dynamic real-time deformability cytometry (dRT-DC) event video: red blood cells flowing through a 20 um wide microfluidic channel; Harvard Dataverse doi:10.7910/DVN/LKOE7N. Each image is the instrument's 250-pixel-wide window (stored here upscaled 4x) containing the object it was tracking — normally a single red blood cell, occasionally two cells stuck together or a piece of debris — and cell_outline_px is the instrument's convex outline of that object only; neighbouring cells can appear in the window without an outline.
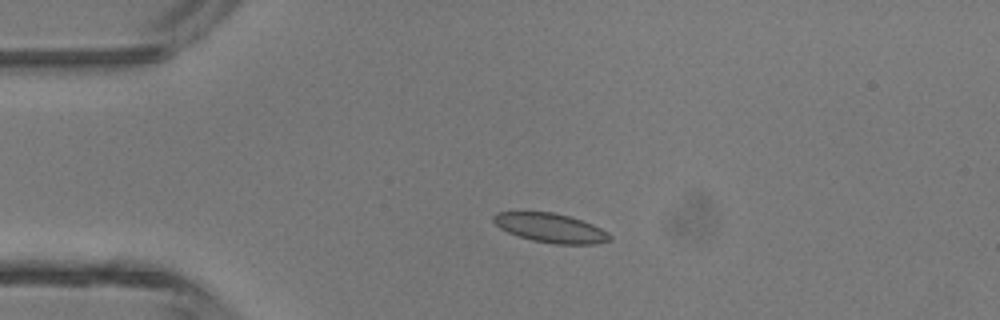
{"species": "common noctule bat (a hibernating species)", "species_latin": "Nyctalus noctula", "temperature_condition": "room temperature", "stored_images_in_passage": 4, "camera_frame_rate_fps": 3000, "um_per_image_px": 0.085, "animal": {"sex": "male", "body_mass_g": 13.3}, "frame": {"image": 1, "passage_image": 3, "time_ms": 0.667, "image_size_px": [1000, 320], "cell_outline_px": [[612, 240], [596, 244], [556, 244], [532, 240], [508, 232], [500, 228], [492, 220], [492, 216], [496, 212], [552, 212], [568, 216], [592, 224], [608, 232], [612, 236]], "centroid_in_image_um": [46.81, 19.38], "position_along_channel_um": 38.2, "area_um2": 19.65}}